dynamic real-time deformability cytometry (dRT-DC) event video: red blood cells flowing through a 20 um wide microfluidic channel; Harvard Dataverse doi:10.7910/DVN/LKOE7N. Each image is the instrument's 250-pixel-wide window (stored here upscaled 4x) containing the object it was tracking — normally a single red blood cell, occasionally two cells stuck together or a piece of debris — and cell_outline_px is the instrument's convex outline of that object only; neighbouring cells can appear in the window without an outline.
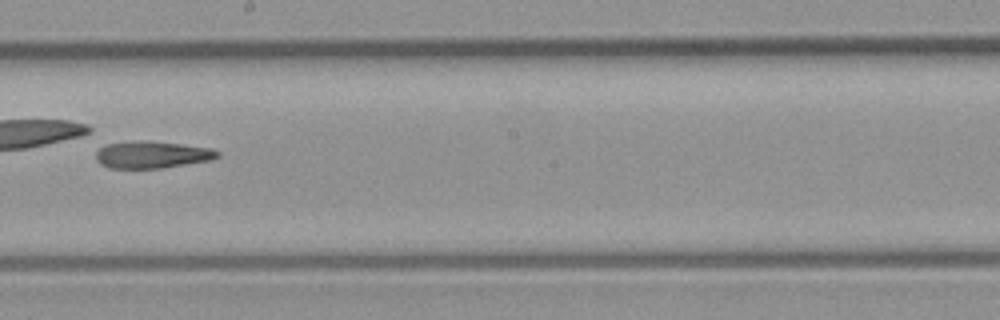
{"species": "common noctule bat (a hibernating species)", "species_latin": "Nyctalus noctula", "temperature_condition": "room temperature", "stored_images_in_passage": 33, "camera_frame_rate_fps": 3000, "um_per_image_px": 0.085, "animal": {"sex": "male", "body_mass_g": 23.1, "forearm_length_mm": 52.7}, "frame": {"image": 1, "passage_image": 19, "time_ms": 6.0, "image_size_px": [1000, 320], "cell_outline_px": [[220, 156], [212, 160], [160, 168], [108, 168], [100, 164], [96, 160], [96, 152], [100, 148], [108, 144], [180, 144], [212, 148], [220, 152]], "centroid_in_image_um": [12.98, 13.21], "position_along_channel_um": 235.2, "area_um2": 18.03}}